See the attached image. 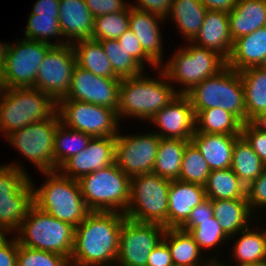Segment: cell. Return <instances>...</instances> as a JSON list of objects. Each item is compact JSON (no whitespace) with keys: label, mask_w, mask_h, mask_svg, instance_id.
Instances as JSON below:
<instances>
[{"label":"cell","mask_w":266,"mask_h":266,"mask_svg":"<svg viewBox=\"0 0 266 266\" xmlns=\"http://www.w3.org/2000/svg\"><path fill=\"white\" fill-rule=\"evenodd\" d=\"M195 133L241 135L243 123L231 112L222 108L201 110L196 116Z\"/></svg>","instance_id":"cell-33"},{"label":"cell","mask_w":266,"mask_h":266,"mask_svg":"<svg viewBox=\"0 0 266 266\" xmlns=\"http://www.w3.org/2000/svg\"><path fill=\"white\" fill-rule=\"evenodd\" d=\"M204 188L211 200L247 199L246 187L231 168L211 170Z\"/></svg>","instance_id":"cell-32"},{"label":"cell","mask_w":266,"mask_h":266,"mask_svg":"<svg viewBox=\"0 0 266 266\" xmlns=\"http://www.w3.org/2000/svg\"><path fill=\"white\" fill-rule=\"evenodd\" d=\"M173 260L170 249L166 244V237L153 249L148 256L146 266H171Z\"/></svg>","instance_id":"cell-49"},{"label":"cell","mask_w":266,"mask_h":266,"mask_svg":"<svg viewBox=\"0 0 266 266\" xmlns=\"http://www.w3.org/2000/svg\"><path fill=\"white\" fill-rule=\"evenodd\" d=\"M129 29V7L121 12L96 16L91 39L117 40Z\"/></svg>","instance_id":"cell-40"},{"label":"cell","mask_w":266,"mask_h":266,"mask_svg":"<svg viewBox=\"0 0 266 266\" xmlns=\"http://www.w3.org/2000/svg\"><path fill=\"white\" fill-rule=\"evenodd\" d=\"M17 266H70V263L60 254L18 244Z\"/></svg>","instance_id":"cell-42"},{"label":"cell","mask_w":266,"mask_h":266,"mask_svg":"<svg viewBox=\"0 0 266 266\" xmlns=\"http://www.w3.org/2000/svg\"><path fill=\"white\" fill-rule=\"evenodd\" d=\"M195 116L203 109L222 108L246 123L244 86L240 72L227 65L186 94Z\"/></svg>","instance_id":"cell-2"},{"label":"cell","mask_w":266,"mask_h":266,"mask_svg":"<svg viewBox=\"0 0 266 266\" xmlns=\"http://www.w3.org/2000/svg\"><path fill=\"white\" fill-rule=\"evenodd\" d=\"M206 266H222L221 264L217 263L215 260L214 261H209L207 264L204 263ZM204 265V266H205ZM224 266V265H223Z\"/></svg>","instance_id":"cell-56"},{"label":"cell","mask_w":266,"mask_h":266,"mask_svg":"<svg viewBox=\"0 0 266 266\" xmlns=\"http://www.w3.org/2000/svg\"><path fill=\"white\" fill-rule=\"evenodd\" d=\"M228 19L233 41L265 27L266 0H237L228 13Z\"/></svg>","instance_id":"cell-26"},{"label":"cell","mask_w":266,"mask_h":266,"mask_svg":"<svg viewBox=\"0 0 266 266\" xmlns=\"http://www.w3.org/2000/svg\"><path fill=\"white\" fill-rule=\"evenodd\" d=\"M1 92H4V87L0 84V103H1V97L3 96V95H1Z\"/></svg>","instance_id":"cell-58"},{"label":"cell","mask_w":266,"mask_h":266,"mask_svg":"<svg viewBox=\"0 0 266 266\" xmlns=\"http://www.w3.org/2000/svg\"><path fill=\"white\" fill-rule=\"evenodd\" d=\"M170 182L153 172L132 176L125 217L138 222L158 223L168 228Z\"/></svg>","instance_id":"cell-8"},{"label":"cell","mask_w":266,"mask_h":266,"mask_svg":"<svg viewBox=\"0 0 266 266\" xmlns=\"http://www.w3.org/2000/svg\"><path fill=\"white\" fill-rule=\"evenodd\" d=\"M241 135L266 165V132L254 131L247 123H244Z\"/></svg>","instance_id":"cell-47"},{"label":"cell","mask_w":266,"mask_h":266,"mask_svg":"<svg viewBox=\"0 0 266 266\" xmlns=\"http://www.w3.org/2000/svg\"><path fill=\"white\" fill-rule=\"evenodd\" d=\"M248 266H266V262L265 263H261V264H255V265H248Z\"/></svg>","instance_id":"cell-59"},{"label":"cell","mask_w":266,"mask_h":266,"mask_svg":"<svg viewBox=\"0 0 266 266\" xmlns=\"http://www.w3.org/2000/svg\"><path fill=\"white\" fill-rule=\"evenodd\" d=\"M9 44H1L0 43V76L3 72L6 63V57L8 54Z\"/></svg>","instance_id":"cell-55"},{"label":"cell","mask_w":266,"mask_h":266,"mask_svg":"<svg viewBox=\"0 0 266 266\" xmlns=\"http://www.w3.org/2000/svg\"><path fill=\"white\" fill-rule=\"evenodd\" d=\"M31 182L19 165L0 167V234L18 230L34 205Z\"/></svg>","instance_id":"cell-9"},{"label":"cell","mask_w":266,"mask_h":266,"mask_svg":"<svg viewBox=\"0 0 266 266\" xmlns=\"http://www.w3.org/2000/svg\"><path fill=\"white\" fill-rule=\"evenodd\" d=\"M246 123L254 130V131H262L266 132V111L257 112L251 115Z\"/></svg>","instance_id":"cell-54"},{"label":"cell","mask_w":266,"mask_h":266,"mask_svg":"<svg viewBox=\"0 0 266 266\" xmlns=\"http://www.w3.org/2000/svg\"><path fill=\"white\" fill-rule=\"evenodd\" d=\"M43 172L48 179L38 189H34V205L56 219L69 223L75 228L90 212L81 194L77 180L57 173Z\"/></svg>","instance_id":"cell-3"},{"label":"cell","mask_w":266,"mask_h":266,"mask_svg":"<svg viewBox=\"0 0 266 266\" xmlns=\"http://www.w3.org/2000/svg\"><path fill=\"white\" fill-rule=\"evenodd\" d=\"M264 233V240H265V250H266V230H263Z\"/></svg>","instance_id":"cell-60"},{"label":"cell","mask_w":266,"mask_h":266,"mask_svg":"<svg viewBox=\"0 0 266 266\" xmlns=\"http://www.w3.org/2000/svg\"><path fill=\"white\" fill-rule=\"evenodd\" d=\"M94 19L84 0H60L58 20L62 36L70 38L67 43L91 39Z\"/></svg>","instance_id":"cell-22"},{"label":"cell","mask_w":266,"mask_h":266,"mask_svg":"<svg viewBox=\"0 0 266 266\" xmlns=\"http://www.w3.org/2000/svg\"><path fill=\"white\" fill-rule=\"evenodd\" d=\"M91 14L102 16L125 10L126 6L123 0H84Z\"/></svg>","instance_id":"cell-48"},{"label":"cell","mask_w":266,"mask_h":266,"mask_svg":"<svg viewBox=\"0 0 266 266\" xmlns=\"http://www.w3.org/2000/svg\"><path fill=\"white\" fill-rule=\"evenodd\" d=\"M18 241L8 242L4 234H0V266H17Z\"/></svg>","instance_id":"cell-50"},{"label":"cell","mask_w":266,"mask_h":266,"mask_svg":"<svg viewBox=\"0 0 266 266\" xmlns=\"http://www.w3.org/2000/svg\"><path fill=\"white\" fill-rule=\"evenodd\" d=\"M113 72L119 79L131 78L143 73V67L124 49L118 40H101Z\"/></svg>","instance_id":"cell-38"},{"label":"cell","mask_w":266,"mask_h":266,"mask_svg":"<svg viewBox=\"0 0 266 266\" xmlns=\"http://www.w3.org/2000/svg\"><path fill=\"white\" fill-rule=\"evenodd\" d=\"M206 199L204 186L171 180L168 194V228H179L192 209Z\"/></svg>","instance_id":"cell-20"},{"label":"cell","mask_w":266,"mask_h":266,"mask_svg":"<svg viewBox=\"0 0 266 266\" xmlns=\"http://www.w3.org/2000/svg\"><path fill=\"white\" fill-rule=\"evenodd\" d=\"M59 2L60 0H38L31 14L46 15L59 18Z\"/></svg>","instance_id":"cell-52"},{"label":"cell","mask_w":266,"mask_h":266,"mask_svg":"<svg viewBox=\"0 0 266 266\" xmlns=\"http://www.w3.org/2000/svg\"><path fill=\"white\" fill-rule=\"evenodd\" d=\"M60 123L54 135V165L59 169L69 158L78 154L88 145L91 136L81 131L69 129ZM66 132V133H65Z\"/></svg>","instance_id":"cell-36"},{"label":"cell","mask_w":266,"mask_h":266,"mask_svg":"<svg viewBox=\"0 0 266 266\" xmlns=\"http://www.w3.org/2000/svg\"><path fill=\"white\" fill-rule=\"evenodd\" d=\"M164 225L125 218L119 234L118 263L121 266H146L147 259L163 239Z\"/></svg>","instance_id":"cell-15"},{"label":"cell","mask_w":266,"mask_h":266,"mask_svg":"<svg viewBox=\"0 0 266 266\" xmlns=\"http://www.w3.org/2000/svg\"><path fill=\"white\" fill-rule=\"evenodd\" d=\"M60 123V116L56 112L50 119L31 123L6 137L42 172L56 171L53 153L54 135Z\"/></svg>","instance_id":"cell-12"},{"label":"cell","mask_w":266,"mask_h":266,"mask_svg":"<svg viewBox=\"0 0 266 266\" xmlns=\"http://www.w3.org/2000/svg\"><path fill=\"white\" fill-rule=\"evenodd\" d=\"M115 142L116 137H93L85 149L69 158L59 170L66 172L64 176L78 181L107 167L115 160Z\"/></svg>","instance_id":"cell-19"},{"label":"cell","mask_w":266,"mask_h":266,"mask_svg":"<svg viewBox=\"0 0 266 266\" xmlns=\"http://www.w3.org/2000/svg\"><path fill=\"white\" fill-rule=\"evenodd\" d=\"M207 11L200 0H173L168 14L172 15L181 33L191 41L198 34Z\"/></svg>","instance_id":"cell-31"},{"label":"cell","mask_w":266,"mask_h":266,"mask_svg":"<svg viewBox=\"0 0 266 266\" xmlns=\"http://www.w3.org/2000/svg\"><path fill=\"white\" fill-rule=\"evenodd\" d=\"M259 68H261L262 70L266 71V57L264 58L263 62L259 66Z\"/></svg>","instance_id":"cell-57"},{"label":"cell","mask_w":266,"mask_h":266,"mask_svg":"<svg viewBox=\"0 0 266 266\" xmlns=\"http://www.w3.org/2000/svg\"><path fill=\"white\" fill-rule=\"evenodd\" d=\"M18 230L21 231V236L16 238L18 244L54 252L70 261L75 236V227L71 224L60 221L33 205Z\"/></svg>","instance_id":"cell-5"},{"label":"cell","mask_w":266,"mask_h":266,"mask_svg":"<svg viewBox=\"0 0 266 266\" xmlns=\"http://www.w3.org/2000/svg\"><path fill=\"white\" fill-rule=\"evenodd\" d=\"M246 198L252 211L256 206H266V169L246 187Z\"/></svg>","instance_id":"cell-45"},{"label":"cell","mask_w":266,"mask_h":266,"mask_svg":"<svg viewBox=\"0 0 266 266\" xmlns=\"http://www.w3.org/2000/svg\"><path fill=\"white\" fill-rule=\"evenodd\" d=\"M211 11H223L229 13L237 4V0H200Z\"/></svg>","instance_id":"cell-53"},{"label":"cell","mask_w":266,"mask_h":266,"mask_svg":"<svg viewBox=\"0 0 266 266\" xmlns=\"http://www.w3.org/2000/svg\"><path fill=\"white\" fill-rule=\"evenodd\" d=\"M0 103V130L6 135L31 123L50 119L57 103L36 88H4Z\"/></svg>","instance_id":"cell-6"},{"label":"cell","mask_w":266,"mask_h":266,"mask_svg":"<svg viewBox=\"0 0 266 266\" xmlns=\"http://www.w3.org/2000/svg\"><path fill=\"white\" fill-rule=\"evenodd\" d=\"M138 5L132 7L166 17L173 3V0H138Z\"/></svg>","instance_id":"cell-51"},{"label":"cell","mask_w":266,"mask_h":266,"mask_svg":"<svg viewBox=\"0 0 266 266\" xmlns=\"http://www.w3.org/2000/svg\"><path fill=\"white\" fill-rule=\"evenodd\" d=\"M211 173L206 160L197 147L190 141L183 152L178 180L204 186Z\"/></svg>","instance_id":"cell-39"},{"label":"cell","mask_w":266,"mask_h":266,"mask_svg":"<svg viewBox=\"0 0 266 266\" xmlns=\"http://www.w3.org/2000/svg\"><path fill=\"white\" fill-rule=\"evenodd\" d=\"M169 238L168 245L173 264L181 266H201L198 260L202 251L192 235L180 228H167L164 236ZM199 263V264H198Z\"/></svg>","instance_id":"cell-34"},{"label":"cell","mask_w":266,"mask_h":266,"mask_svg":"<svg viewBox=\"0 0 266 266\" xmlns=\"http://www.w3.org/2000/svg\"><path fill=\"white\" fill-rule=\"evenodd\" d=\"M226 66V60L214 50L191 45L180 49L164 66L162 76L186 85L177 94H187L199 83L216 75Z\"/></svg>","instance_id":"cell-10"},{"label":"cell","mask_w":266,"mask_h":266,"mask_svg":"<svg viewBox=\"0 0 266 266\" xmlns=\"http://www.w3.org/2000/svg\"><path fill=\"white\" fill-rule=\"evenodd\" d=\"M77 64L73 44L51 46L40 63L35 88L49 95L56 103L65 98Z\"/></svg>","instance_id":"cell-13"},{"label":"cell","mask_w":266,"mask_h":266,"mask_svg":"<svg viewBox=\"0 0 266 266\" xmlns=\"http://www.w3.org/2000/svg\"><path fill=\"white\" fill-rule=\"evenodd\" d=\"M61 123L69 129L81 131L93 137H116L117 112L112 108L92 103L61 99L57 103ZM118 120V121H117Z\"/></svg>","instance_id":"cell-11"},{"label":"cell","mask_w":266,"mask_h":266,"mask_svg":"<svg viewBox=\"0 0 266 266\" xmlns=\"http://www.w3.org/2000/svg\"><path fill=\"white\" fill-rule=\"evenodd\" d=\"M51 46L29 39L9 46L0 84L4 88H35L39 65Z\"/></svg>","instance_id":"cell-14"},{"label":"cell","mask_w":266,"mask_h":266,"mask_svg":"<svg viewBox=\"0 0 266 266\" xmlns=\"http://www.w3.org/2000/svg\"><path fill=\"white\" fill-rule=\"evenodd\" d=\"M119 44L143 67V62L148 61V64L158 65L144 52L140 41L135 34L127 29L118 39Z\"/></svg>","instance_id":"cell-44"},{"label":"cell","mask_w":266,"mask_h":266,"mask_svg":"<svg viewBox=\"0 0 266 266\" xmlns=\"http://www.w3.org/2000/svg\"><path fill=\"white\" fill-rule=\"evenodd\" d=\"M125 218L122 212L90 211L75 228L70 265L106 266L107 262L116 261Z\"/></svg>","instance_id":"cell-1"},{"label":"cell","mask_w":266,"mask_h":266,"mask_svg":"<svg viewBox=\"0 0 266 266\" xmlns=\"http://www.w3.org/2000/svg\"><path fill=\"white\" fill-rule=\"evenodd\" d=\"M149 120L162 130V132L156 133L160 138L191 141L195 133V113L186 94H177Z\"/></svg>","instance_id":"cell-18"},{"label":"cell","mask_w":266,"mask_h":266,"mask_svg":"<svg viewBox=\"0 0 266 266\" xmlns=\"http://www.w3.org/2000/svg\"><path fill=\"white\" fill-rule=\"evenodd\" d=\"M244 86L246 121L257 113L266 111V71L259 67L240 71Z\"/></svg>","instance_id":"cell-35"},{"label":"cell","mask_w":266,"mask_h":266,"mask_svg":"<svg viewBox=\"0 0 266 266\" xmlns=\"http://www.w3.org/2000/svg\"><path fill=\"white\" fill-rule=\"evenodd\" d=\"M213 216L229 237L248 228L252 215L247 199L212 200Z\"/></svg>","instance_id":"cell-27"},{"label":"cell","mask_w":266,"mask_h":266,"mask_svg":"<svg viewBox=\"0 0 266 266\" xmlns=\"http://www.w3.org/2000/svg\"><path fill=\"white\" fill-rule=\"evenodd\" d=\"M141 75L121 79L117 111L119 119L122 115L150 119L177 95V91L167 82Z\"/></svg>","instance_id":"cell-7"},{"label":"cell","mask_w":266,"mask_h":266,"mask_svg":"<svg viewBox=\"0 0 266 266\" xmlns=\"http://www.w3.org/2000/svg\"><path fill=\"white\" fill-rule=\"evenodd\" d=\"M130 180L114 162L89 173L78 182L89 211L119 212L120 208L125 214L130 200Z\"/></svg>","instance_id":"cell-4"},{"label":"cell","mask_w":266,"mask_h":266,"mask_svg":"<svg viewBox=\"0 0 266 266\" xmlns=\"http://www.w3.org/2000/svg\"><path fill=\"white\" fill-rule=\"evenodd\" d=\"M266 57V26L234 40L226 65L238 72L259 67Z\"/></svg>","instance_id":"cell-24"},{"label":"cell","mask_w":266,"mask_h":266,"mask_svg":"<svg viewBox=\"0 0 266 266\" xmlns=\"http://www.w3.org/2000/svg\"><path fill=\"white\" fill-rule=\"evenodd\" d=\"M77 45V46H75ZM77 64L93 74L105 78H118L105 54L100 41L94 39L79 40L74 43Z\"/></svg>","instance_id":"cell-30"},{"label":"cell","mask_w":266,"mask_h":266,"mask_svg":"<svg viewBox=\"0 0 266 266\" xmlns=\"http://www.w3.org/2000/svg\"><path fill=\"white\" fill-rule=\"evenodd\" d=\"M193 41L194 45L214 50L227 60L234 42L230 33L228 13L208 10Z\"/></svg>","instance_id":"cell-21"},{"label":"cell","mask_w":266,"mask_h":266,"mask_svg":"<svg viewBox=\"0 0 266 266\" xmlns=\"http://www.w3.org/2000/svg\"><path fill=\"white\" fill-rule=\"evenodd\" d=\"M119 78H105L76 64L70 88L65 98L112 108L116 112L119 106Z\"/></svg>","instance_id":"cell-17"},{"label":"cell","mask_w":266,"mask_h":266,"mask_svg":"<svg viewBox=\"0 0 266 266\" xmlns=\"http://www.w3.org/2000/svg\"><path fill=\"white\" fill-rule=\"evenodd\" d=\"M230 168L247 187L263 173L266 165L241 135L234 144Z\"/></svg>","instance_id":"cell-28"},{"label":"cell","mask_w":266,"mask_h":266,"mask_svg":"<svg viewBox=\"0 0 266 266\" xmlns=\"http://www.w3.org/2000/svg\"><path fill=\"white\" fill-rule=\"evenodd\" d=\"M212 217V200L206 198L203 202L192 209L188 219L179 228L190 232L193 228L198 226V221L210 220Z\"/></svg>","instance_id":"cell-46"},{"label":"cell","mask_w":266,"mask_h":266,"mask_svg":"<svg viewBox=\"0 0 266 266\" xmlns=\"http://www.w3.org/2000/svg\"><path fill=\"white\" fill-rule=\"evenodd\" d=\"M160 137L155 133L116 136L115 164L130 178L153 171Z\"/></svg>","instance_id":"cell-16"},{"label":"cell","mask_w":266,"mask_h":266,"mask_svg":"<svg viewBox=\"0 0 266 266\" xmlns=\"http://www.w3.org/2000/svg\"><path fill=\"white\" fill-rule=\"evenodd\" d=\"M189 142L182 139L161 138L152 172L168 180H178L183 152Z\"/></svg>","instance_id":"cell-29"},{"label":"cell","mask_w":266,"mask_h":266,"mask_svg":"<svg viewBox=\"0 0 266 266\" xmlns=\"http://www.w3.org/2000/svg\"><path fill=\"white\" fill-rule=\"evenodd\" d=\"M25 31L26 39L35 40L52 46L66 44V42L50 43L48 37L62 36L59 20L56 17L30 14Z\"/></svg>","instance_id":"cell-41"},{"label":"cell","mask_w":266,"mask_h":266,"mask_svg":"<svg viewBox=\"0 0 266 266\" xmlns=\"http://www.w3.org/2000/svg\"><path fill=\"white\" fill-rule=\"evenodd\" d=\"M129 29L140 41L144 52L158 65H161L162 41L158 27L160 15L129 6ZM158 20V21H157Z\"/></svg>","instance_id":"cell-23"},{"label":"cell","mask_w":266,"mask_h":266,"mask_svg":"<svg viewBox=\"0 0 266 266\" xmlns=\"http://www.w3.org/2000/svg\"><path fill=\"white\" fill-rule=\"evenodd\" d=\"M241 135L194 133L191 142L202 153L211 170L231 167L234 144Z\"/></svg>","instance_id":"cell-25"},{"label":"cell","mask_w":266,"mask_h":266,"mask_svg":"<svg viewBox=\"0 0 266 266\" xmlns=\"http://www.w3.org/2000/svg\"><path fill=\"white\" fill-rule=\"evenodd\" d=\"M189 233L200 249L211 248L217 245V243L230 238L223 232L218 219L214 216L210 220L198 221V226L193 228Z\"/></svg>","instance_id":"cell-43"},{"label":"cell","mask_w":266,"mask_h":266,"mask_svg":"<svg viewBox=\"0 0 266 266\" xmlns=\"http://www.w3.org/2000/svg\"><path fill=\"white\" fill-rule=\"evenodd\" d=\"M242 237L236 242L234 256L240 263L239 266H248L266 262L264 233L255 232L246 228L240 234Z\"/></svg>","instance_id":"cell-37"}]
</instances>
